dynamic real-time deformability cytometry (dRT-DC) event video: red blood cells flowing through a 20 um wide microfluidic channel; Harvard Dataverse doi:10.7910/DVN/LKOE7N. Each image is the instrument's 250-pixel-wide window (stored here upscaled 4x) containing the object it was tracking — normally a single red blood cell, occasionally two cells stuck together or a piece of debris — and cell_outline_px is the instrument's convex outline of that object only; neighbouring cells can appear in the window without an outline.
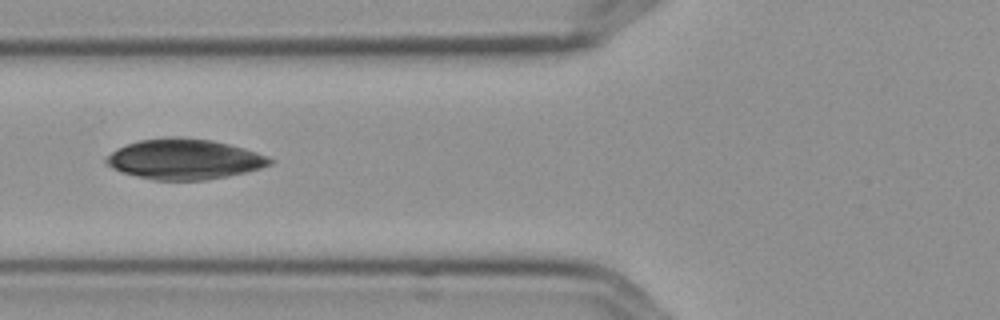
{"species": "Egyptian fruit bat (a non-hibernating species)", "species_latin": "Rousettus aegyptiacus", "temperature_condition": "cold", "stored_images_in_passage": 9, "camera_frame_rate_fps": 3000, "um_per_image_px": 0.085, "frame": {"image": 1, "passage_image": 7, "time_ms": 2.0, "image_size_px": [1000, 320], "cell_outline_px": [[272, 164], [260, 168], [228, 176], [204, 180], [152, 180], [136, 176], [112, 168], [104, 160], [116, 148], [140, 140], [168, 136], [180, 136], [212, 140], [244, 148], [256, 152], [272, 160]], "centroid_in_image_um": [15.64, 13.52], "position_along_channel_um": 110.2, "area_um2": 38.26}}
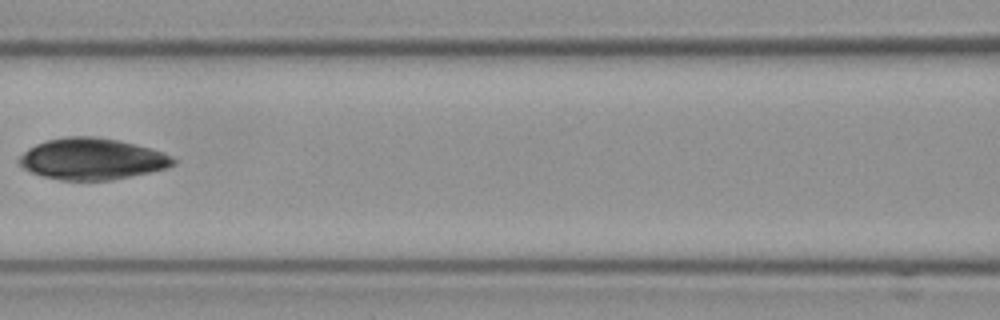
{"frame": {"image": 2, "passage_image": 8, "time_ms": 2.333, "image_size_px": [1000, 320], "cell_outline_px": [[176, 164], [164, 168], [148, 172], [112, 180], [60, 180], [44, 176], [32, 172], [24, 168], [16, 160], [28, 148], [36, 144], [48, 140], [64, 136], [96, 136], [120, 140], [164, 152], [176, 160]], "centroid_in_image_um": [7.81, 13.5], "position_along_channel_um": 158.8, "area_um2": 37.05}}
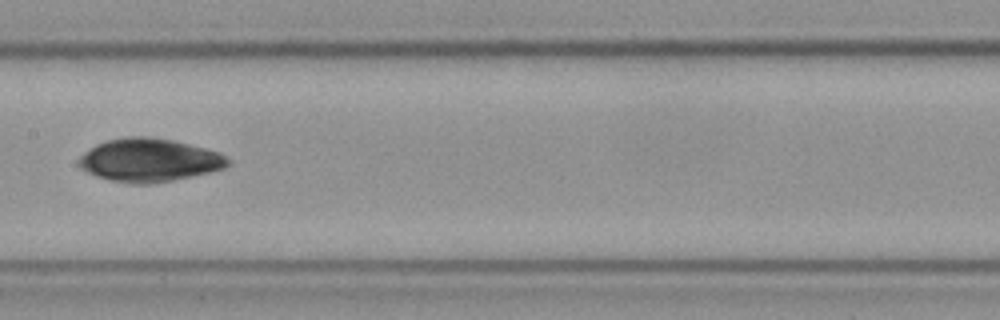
{"frame": {"image": 3, "passage_image": 9, "time_ms": 2.667, "image_size_px": [1000, 320], "cell_outline_px": [[232, 160], [224, 168], [208, 172], [172, 180], [148, 184], [132, 184], [112, 180], [96, 176], [80, 168], [76, 164], [76, 160], [84, 152], [96, 144], [108, 140], [128, 136], [148, 136], [172, 140], [208, 148], [220, 152]], "centroid_in_image_um": [12.67, 13.6], "position_along_channel_um": 194.7, "area_um2": 37.63}}